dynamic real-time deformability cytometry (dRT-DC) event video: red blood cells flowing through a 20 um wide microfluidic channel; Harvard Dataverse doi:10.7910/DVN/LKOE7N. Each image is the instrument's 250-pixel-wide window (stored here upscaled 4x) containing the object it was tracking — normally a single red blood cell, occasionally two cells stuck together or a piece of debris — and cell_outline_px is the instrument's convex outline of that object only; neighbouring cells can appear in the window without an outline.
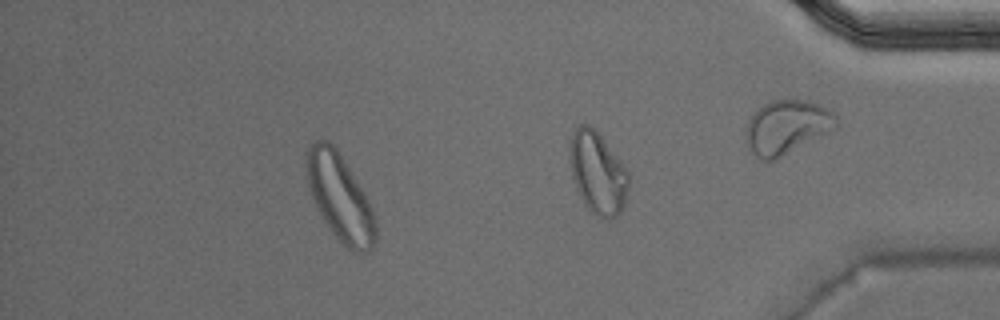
{"species": "Egyptian fruit bat (a non-hibernating species)", "species_latin": "Rousettus aegyptiacus", "temperature_condition": "warm", "stored_images_in_passage": 40, "camera_frame_rate_fps": 3000, "um_per_image_px": 0.085, "animal": {"sex": "male"}, "frame": {"image": 1, "passage_image": 34, "time_ms": 11.0, "image_size_px": [1000, 320], "cell_outline_px": [[376, 240], [372, 248], [368, 252], [356, 252], [348, 248], [332, 232], [324, 220], [312, 196], [308, 184], [308, 152], [312, 144], [316, 140], [328, 140], [336, 148], [368, 200], [372, 208], [376, 220]], "centroid_in_image_um": [28.94, 16.83], "position_along_channel_um": 406.3, "area_um2": 33.76}, "authors_computed_cell_mechanics": {"area_um2": 20.6057, "velocity_mm_per_s": 3.9423, "shape_relaxation_time_tau1_ms": null, "shape_relaxation_time_tau2_ms": 1.7676, "deformation_change_tau1": null, "deformation_change_tau2": 0.0921}}